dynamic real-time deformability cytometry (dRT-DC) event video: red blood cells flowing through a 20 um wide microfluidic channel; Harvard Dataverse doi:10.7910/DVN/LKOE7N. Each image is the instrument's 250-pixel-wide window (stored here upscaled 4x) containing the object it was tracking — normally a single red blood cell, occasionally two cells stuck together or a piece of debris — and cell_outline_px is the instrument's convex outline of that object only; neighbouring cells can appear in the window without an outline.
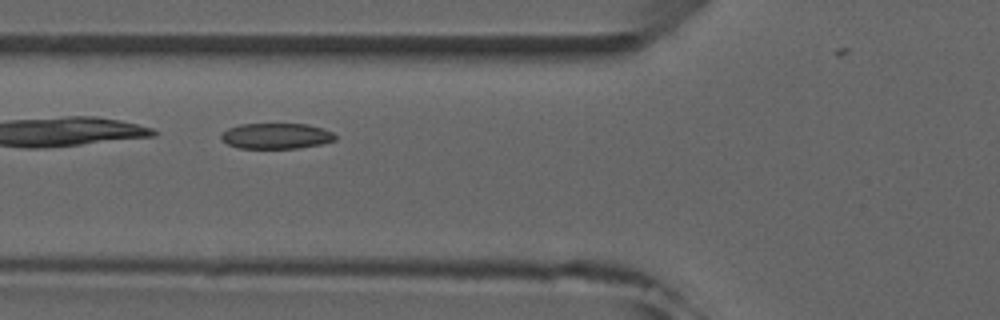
{"species": "common noctule bat (a hibernating species)", "species_latin": "Nyctalus noctula", "temperature_condition": "room temperature", "stored_images_in_passage": 6, "camera_frame_rate_fps": 3000, "um_per_image_px": 0.085, "animal": {"sex": "male", "forearm_length_mm": 52.5}, "frame": {"image": 1, "passage_image": 4, "time_ms": 3.333, "image_size_px": [1000, 320], "cell_outline_px": [[336, 140], [320, 144], [296, 148], [236, 148], [220, 140], [220, 136], [228, 128], [240, 124], [308, 124], [324, 128], [332, 132], [336, 136]], "centroid_in_image_um": [23.47, 11.55], "position_along_channel_um": 102.3, "area_um2": 17.11}}
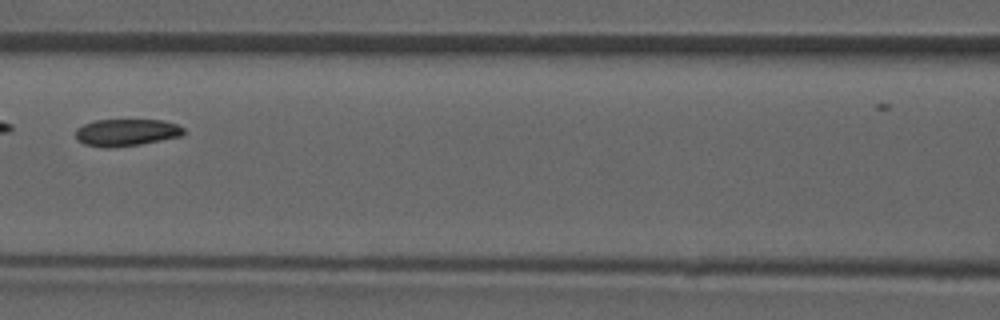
{"frame": {"image": 2, "passage_image": 5, "time_ms": 4.667, "image_size_px": [1000, 320], "cell_outline_px": [[184, 132], [180, 136], [140, 144], [84, 144], [76, 140], [76, 128], [84, 124], [96, 120], [164, 120], [176, 124], [184, 128]], "centroid_in_image_um": [10.78, 11.2], "position_along_channel_um": 155.8, "area_um2": 16.13}}